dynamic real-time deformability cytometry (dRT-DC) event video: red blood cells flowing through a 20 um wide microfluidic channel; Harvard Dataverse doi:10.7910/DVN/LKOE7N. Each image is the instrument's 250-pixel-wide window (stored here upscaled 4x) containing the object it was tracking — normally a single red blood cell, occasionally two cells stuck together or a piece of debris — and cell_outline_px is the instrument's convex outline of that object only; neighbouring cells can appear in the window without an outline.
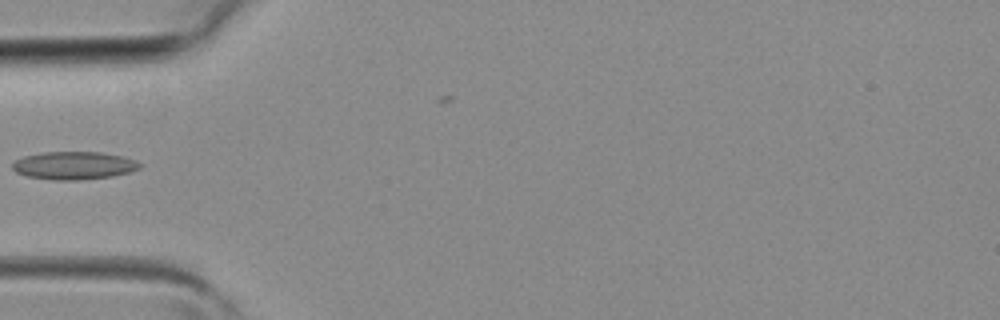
{"species": "common noctule bat (a hibernating species)", "species_latin": "Nyctalus noctula", "temperature_condition": "room temperature", "stored_images_in_passage": 3, "camera_frame_rate_fps": 3000, "um_per_image_px": 0.085, "animal": {"sex": "female", "body_mass_g": 19.3, "forearm_length_mm": 54.1}, "frame": {"image": 1, "passage_image": 3, "time_ms": 0.667, "image_size_px": [1000, 320], "cell_outline_px": [[144, 164], [140, 168], [128, 172], [112, 176], [80, 180], [52, 180], [28, 176], [16, 172], [12, 168], [12, 164], [16, 160], [24, 156], [44, 152], [100, 152], [120, 156], [136, 160]], "centroid_in_image_um": [6.29, 14.07], "position_along_channel_um": 78.7, "area_um2": 20.63}}